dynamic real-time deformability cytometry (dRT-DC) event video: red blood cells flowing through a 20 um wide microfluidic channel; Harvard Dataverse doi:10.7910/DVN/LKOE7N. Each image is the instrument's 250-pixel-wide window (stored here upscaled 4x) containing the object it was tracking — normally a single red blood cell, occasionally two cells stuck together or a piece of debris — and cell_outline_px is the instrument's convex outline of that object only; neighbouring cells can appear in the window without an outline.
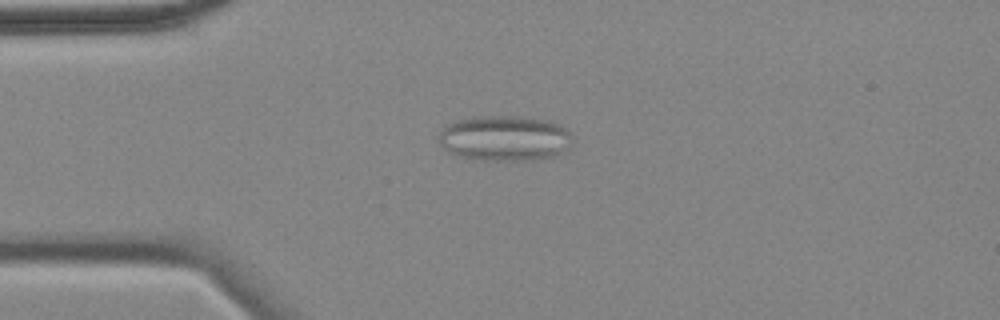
{"species": "common noctule bat (a hibernating species)", "species_latin": "Nyctalus noctula", "temperature_condition": "cold", "stored_images_in_passage": 57, "camera_frame_rate_fps": 3000, "um_per_image_px": 0.085, "animal": {"sex": "female", "body_mass_g": 18.4}, "frame": {"image": 1, "passage_image": 14, "time_ms": 4.333, "image_size_px": [1000, 320], "cell_outline_px": [[572, 144], [568, 148], [552, 156], [524, 160], [476, 160], [456, 156], [448, 152], [436, 140], [436, 136], [452, 120], [472, 116], [516, 116], [544, 120], [556, 124], [564, 128], [572, 136]], "centroid_in_image_um": [42.79, 11.75], "position_along_channel_um": 42.2, "area_um2": 35.55}}
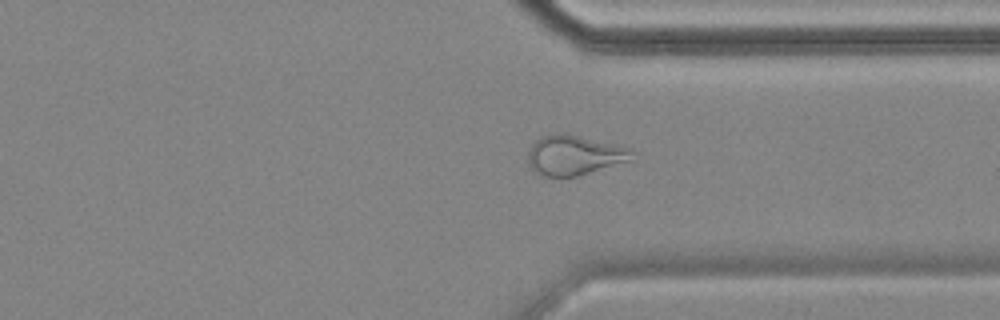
{"frame": {"image": 2, "passage_image": 43, "time_ms": 14.0, "image_size_px": [1000, 320], "cell_outline_px": [[636, 152], [632, 160], [576, 176], [544, 176], [536, 172], [528, 164], [528, 152], [532, 144], [536, 140], [544, 136], [560, 132], [564, 132], [616, 144], [632, 148]], "centroid_in_image_um": [48.85, 13.17], "position_along_channel_um": 362.5, "area_um2": 24.22}}
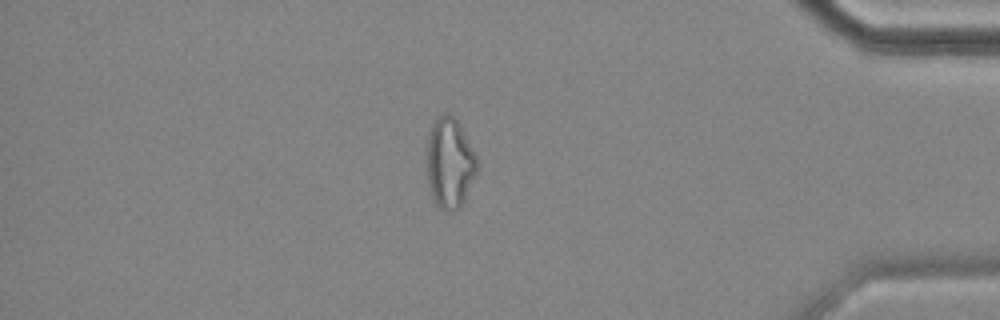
{"frame": {"image": 3, "passage_image": 49, "time_ms": 16.0, "image_size_px": [1000, 320], "cell_outline_px": [[476, 172], [464, 200], [460, 208], [452, 212], [444, 212], [436, 204], [432, 196], [428, 180], [428, 132], [432, 124], [440, 116], [448, 112], [460, 124], [476, 156]], "centroid_in_image_um": [38.22, 13.88], "position_along_channel_um": 397.0, "area_um2": 26.01}, "authors_computed_cell_mechanics": {"area_um2": 26.877, "velocity_mm_per_s": 3.5095, "shape_relaxation_time_tau1_ms": null, "shape_relaxation_time_tau2_ms": 1.9343, "deformation_change_tau1": null, "deformation_change_tau2": 0.0898}}